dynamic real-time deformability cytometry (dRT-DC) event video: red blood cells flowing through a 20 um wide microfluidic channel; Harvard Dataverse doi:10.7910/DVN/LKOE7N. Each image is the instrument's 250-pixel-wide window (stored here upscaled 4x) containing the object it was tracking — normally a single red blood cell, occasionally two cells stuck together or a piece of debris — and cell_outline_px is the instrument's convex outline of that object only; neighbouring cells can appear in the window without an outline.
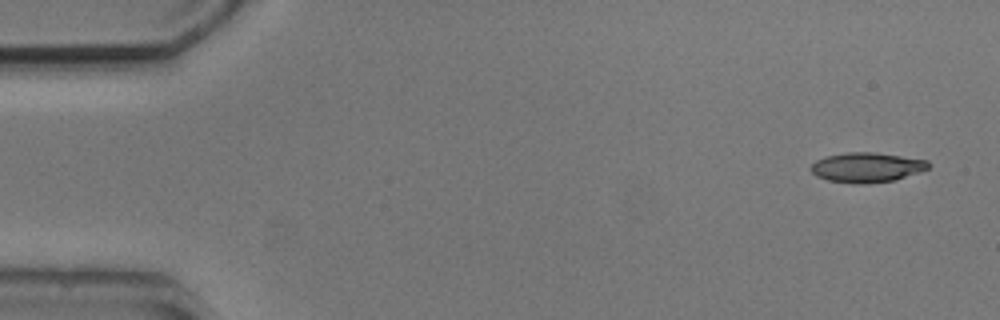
{"species": "common noctule bat (a hibernating species)", "species_latin": "Nyctalus noctula", "temperature_condition": "cold", "stored_images_in_passage": 4, "camera_frame_rate_fps": 3000, "um_per_image_px": 0.085, "animal": {"sex": "male", "body_mass_g": 20.5, "forearm_length_mm": 52.5}, "frame": {"image": 1, "passage_image": 1, "time_ms": 0.0, "image_size_px": [1000, 320], "cell_outline_px": [[932, 164], [928, 168], [920, 172], [896, 180], [860, 184], [828, 180], [816, 176], [812, 172], [812, 164], [816, 160], [824, 156], [848, 152], [876, 152], [928, 160]], "centroid_in_image_um": [73.71, 14.22], "position_along_channel_um": 11.3, "area_um2": 20.46}}
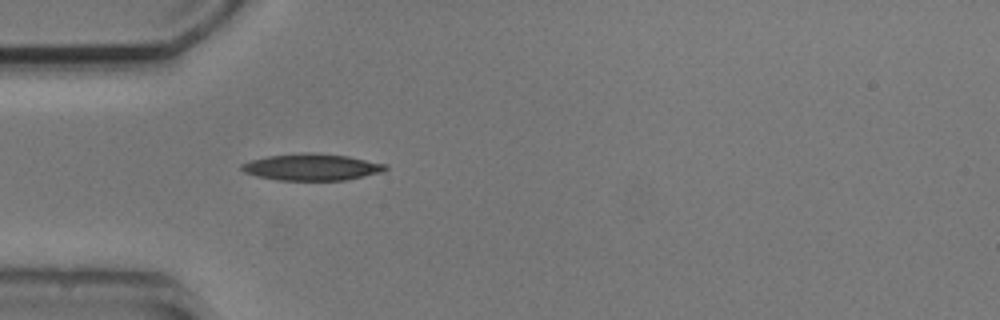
{"frame": {"image": 2, "passage_image": 4, "time_ms": 4.333, "image_size_px": [1000, 320], "cell_outline_px": [[388, 168], [384, 172], [344, 180], [280, 180], [256, 176], [244, 172], [240, 168], [240, 164], [252, 160], [268, 156], [300, 152], [316, 152], [348, 156], [388, 164]], "centroid_in_image_um": [26.52, 14.19], "position_along_channel_um": 58.5, "area_um2": 22.54}}